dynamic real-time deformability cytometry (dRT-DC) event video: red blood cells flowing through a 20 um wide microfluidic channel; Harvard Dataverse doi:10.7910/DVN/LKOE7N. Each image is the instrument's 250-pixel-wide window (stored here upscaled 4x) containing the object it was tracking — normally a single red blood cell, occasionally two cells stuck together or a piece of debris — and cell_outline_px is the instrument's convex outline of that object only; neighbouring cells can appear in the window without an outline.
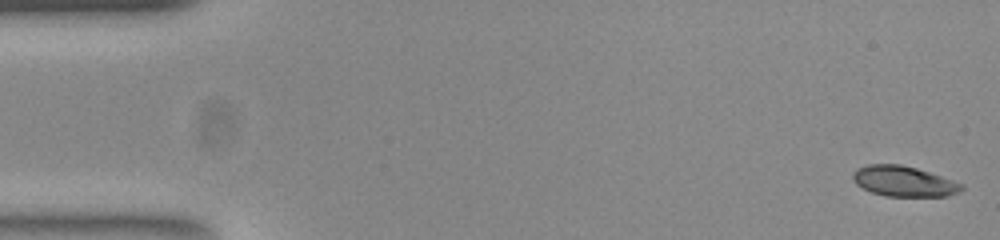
{"species": "common noctule bat (a hibernating species)", "species_latin": "Nyctalus noctula", "temperature_condition": "room temperature", "stored_images_in_passage": 52, "camera_frame_rate_fps": 3000, "um_per_image_px": 0.085, "animal": {"sex": "female", "body_mass_g": 23.0, "forearm_length_mm": 53.4}, "frame": {"image": 1, "passage_image": 1, "time_ms": 0.0, "image_size_px": [1000, 240], "cell_outline_px": [[964, 188], [960, 192], [944, 196], [884, 196], [872, 192], [856, 184], [852, 180], [852, 172], [856, 168], [868, 164], [900, 164], [916, 168], [964, 184]], "centroid_in_image_um": [76.79, 15.4], "position_along_channel_um": 8.2, "area_um2": 19.25}}
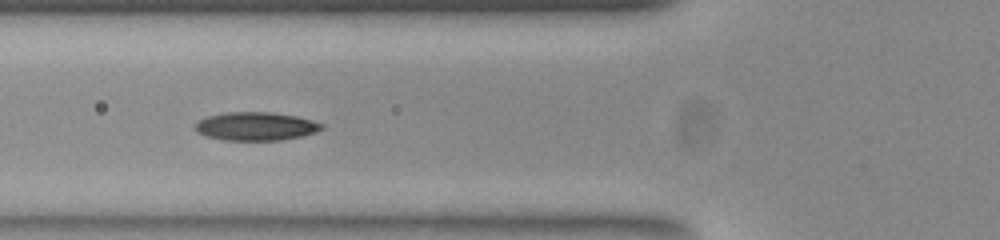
{"frame": {"image": 2, "passage_image": 19, "time_ms": 6.0, "image_size_px": [1000, 240], "cell_outline_px": [[324, 128], [316, 132], [300, 136], [280, 140], [224, 140], [208, 136], [196, 132], [196, 120], [208, 116], [224, 112], [272, 112], [296, 116], [324, 124]], "centroid_in_image_um": [21.73, 10.72], "position_along_channel_um": 104.1, "area_um2": 20.87}}
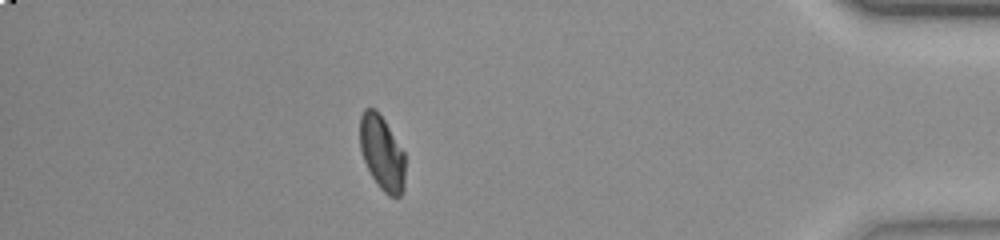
{"frame": {"image": 3, "passage_image": 46, "time_ms": 15.0, "image_size_px": [1000, 240], "cell_outline_px": [[404, 188], [400, 196], [388, 196], [380, 188], [372, 176], [364, 160], [360, 148], [360, 116], [364, 108], [376, 108], [384, 120], [404, 152]], "centroid_in_image_um": [32.46, 12.98], "position_along_channel_um": 402.7, "area_um2": 19.48}, "authors_computed_cell_mechanics": {"area_um2": 19.9699, "velocity_mm_per_s": 3.849, "shape_relaxation_time_tau1_ms": 8.468, "shape_relaxation_time_tau2_ms": 2.7249, "deformation_change_tau1": 0.2029, "deformation_change_tau2": 0.0596}}